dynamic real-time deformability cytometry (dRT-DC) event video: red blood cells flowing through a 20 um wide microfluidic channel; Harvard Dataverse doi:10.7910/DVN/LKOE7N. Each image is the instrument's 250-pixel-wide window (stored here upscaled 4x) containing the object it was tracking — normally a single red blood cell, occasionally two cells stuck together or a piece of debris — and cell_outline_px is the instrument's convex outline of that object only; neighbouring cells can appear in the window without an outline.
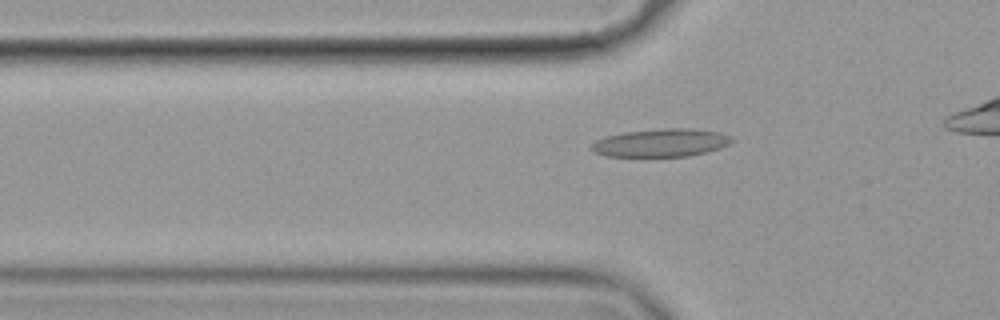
{"species": "common noctule bat (a hibernating species)", "species_latin": "Nyctalus noctula", "temperature_condition": "cold", "stored_images_in_passage": 36, "camera_frame_rate_fps": 3000, "um_per_image_px": 0.085, "animal": {"sex": "female", "body_mass_g": 19.9}, "frame": {"image": 1, "passage_image": 6, "time_ms": 1.667, "image_size_px": [1000, 320], "cell_outline_px": [[732, 140], [728, 144], [720, 148], [708, 152], [688, 156], [608, 156], [592, 152], [588, 148], [596, 140], [604, 136], [624, 132], [664, 128], [692, 128], [720, 132], [732, 136]], "centroid_in_image_um": [56.16, 12.13], "position_along_channel_um": 69.6, "area_um2": 23.06}}
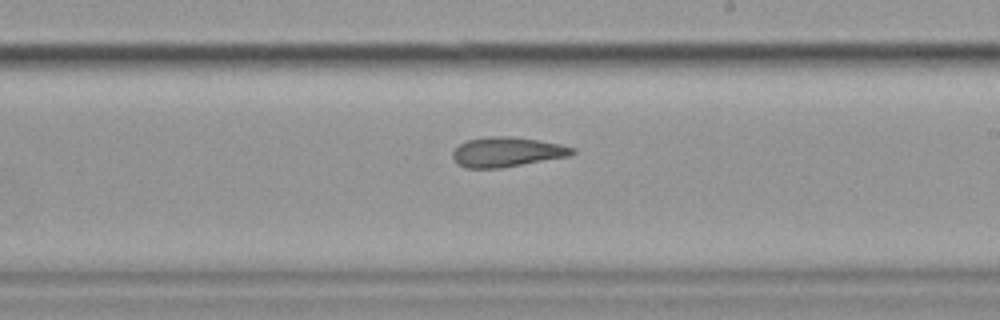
{"frame": {"image": 2, "passage_image": 21, "time_ms": 6.667, "image_size_px": [1000, 320], "cell_outline_px": [[576, 152], [572, 156], [500, 168], [464, 168], [456, 164], [452, 156], [452, 152], [460, 144], [468, 140], [492, 136], [512, 136], [560, 144], [576, 148]], "centroid_in_image_um": [43.11, 12.93], "position_along_channel_um": 245.9, "area_um2": 20.87}}
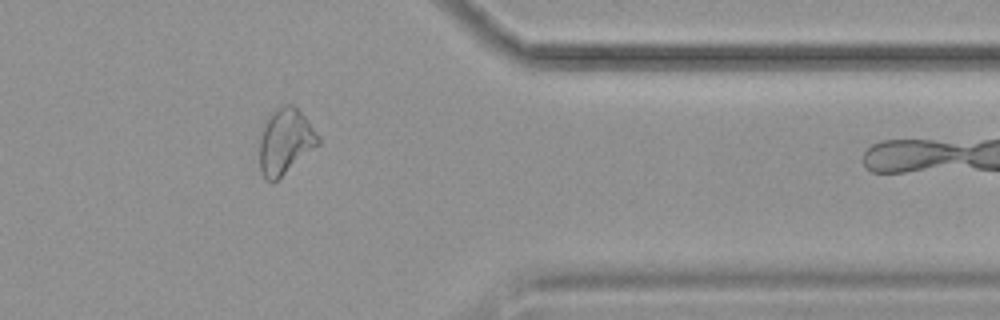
{"frame": {"image": 3, "passage_image": 34, "time_ms": 11.0, "image_size_px": [1000, 320], "cell_outline_px": [[320, 144], [272, 184], [264, 180], [260, 172], [260, 132], [264, 120], [276, 108], [284, 104], [292, 104], [308, 120], [320, 136]], "centroid_in_image_um": [24.23, 12.03], "position_along_channel_um": 387.2, "area_um2": 22.77}, "authors_computed_cell_mechanics": {"area_um2": 21.097, "velocity_mm_per_s": 3.5426, "shape_relaxation_time_tau1_ms": 6.4428, "shape_relaxation_time_tau2_ms": 3.4751, "deformation_change_tau1": 0.1502, "deformation_change_tau2": 0.1223}}